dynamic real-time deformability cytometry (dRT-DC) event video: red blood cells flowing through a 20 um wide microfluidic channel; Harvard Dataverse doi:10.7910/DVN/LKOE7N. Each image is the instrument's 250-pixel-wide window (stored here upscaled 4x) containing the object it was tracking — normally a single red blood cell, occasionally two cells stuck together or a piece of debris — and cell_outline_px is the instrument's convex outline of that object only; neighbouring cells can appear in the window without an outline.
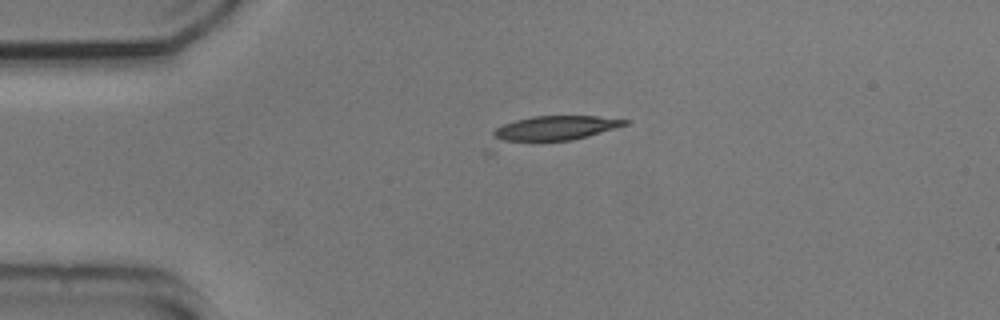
{"species": "common noctule bat (a hibernating species)", "species_latin": "Nyctalus noctula", "temperature_condition": "cold", "stored_images_in_passage": 4, "camera_frame_rate_fps": 3000, "um_per_image_px": 0.085, "animal": {"sex": "male", "body_mass_g": 20.5, "forearm_length_mm": 52.5}, "frame": {"image": 1, "passage_image": 1, "time_ms": 0.0, "image_size_px": [1000, 320], "cell_outline_px": [[628, 124], [616, 128], [588, 136], [572, 140], [492, 156], [488, 156], [484, 152], [492, 132], [496, 128], [504, 124], [516, 120], [532, 116], [596, 116], [628, 120]], "centroid_in_image_um": [46.43, 11.21], "position_along_channel_um": 38.6, "area_um2": 23.7}}